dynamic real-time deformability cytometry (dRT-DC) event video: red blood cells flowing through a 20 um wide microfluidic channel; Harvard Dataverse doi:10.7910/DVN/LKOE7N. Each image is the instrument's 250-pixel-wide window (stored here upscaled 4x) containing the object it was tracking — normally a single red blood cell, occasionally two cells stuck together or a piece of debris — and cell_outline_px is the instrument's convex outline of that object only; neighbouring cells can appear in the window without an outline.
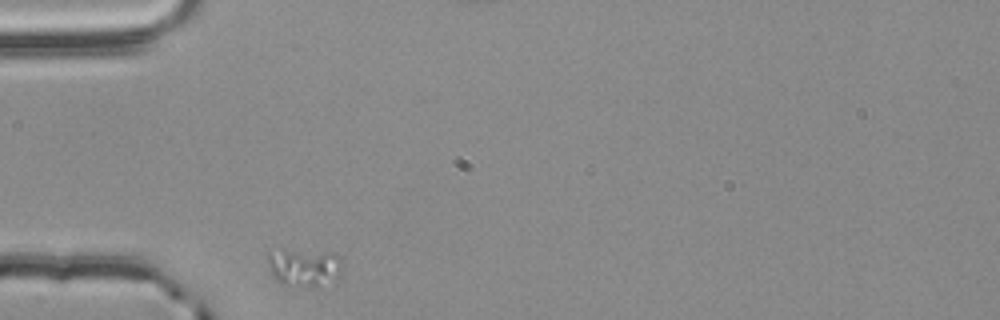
{"species": "common noctule bat (a hibernating species)", "species_latin": "Nyctalus noctula", "temperature_condition": "room temperature", "stored_images_in_passage": 33, "camera_frame_rate_fps": 3000, "um_per_image_px": 0.085, "animal": {"sex": "male", "body_mass_g": 20.4}, "frame": {"image": 1, "passage_image": 1, "time_ms": 0.0, "image_size_px": [1000, 320], "cell_outline_px": [[340, 276], [316, 288], [304, 288], [280, 284], [272, 276], [268, 264], [268, 252], [284, 248], [336, 252], [340, 256]], "centroid_in_image_um": [25.83, 22.71], "position_along_channel_um": 59.2, "area_um2": 17.28}}